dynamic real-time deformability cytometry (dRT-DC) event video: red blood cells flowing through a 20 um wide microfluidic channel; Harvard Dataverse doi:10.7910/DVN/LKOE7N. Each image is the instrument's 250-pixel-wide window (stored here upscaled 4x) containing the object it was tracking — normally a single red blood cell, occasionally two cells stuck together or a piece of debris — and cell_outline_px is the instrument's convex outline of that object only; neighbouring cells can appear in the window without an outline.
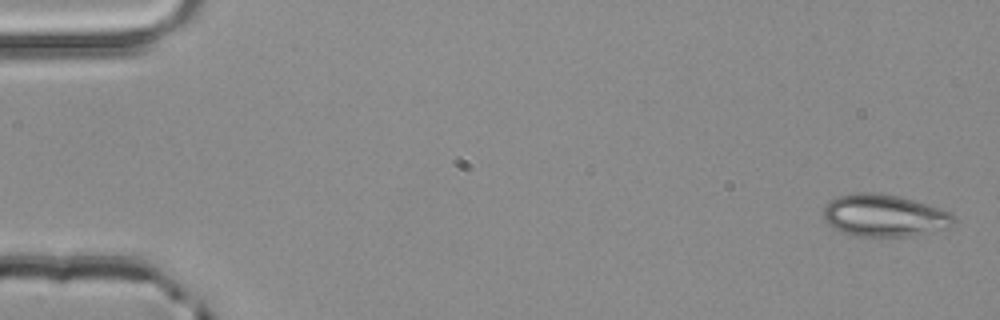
{"species": "common noctule bat (a hibernating species)", "species_latin": "Nyctalus noctula", "temperature_condition": "room temperature", "stored_images_in_passage": 4, "camera_frame_rate_fps": 3000, "um_per_image_px": 0.085, "animal": {"sex": "male", "body_mass_g": 20.4}, "frame": {"image": 1, "passage_image": 1, "time_ms": 0.0, "image_size_px": [1000, 320], "cell_outline_px": [[956, 224], [948, 228], [908, 236], [856, 236], [844, 232], [828, 224], [824, 220], [824, 208], [832, 200], [840, 196], [856, 192], [872, 192], [900, 196], [940, 208], [952, 212], [956, 220]], "centroid_in_image_um": [75.22, 18.32], "position_along_channel_um": 9.8, "area_um2": 31.91}}